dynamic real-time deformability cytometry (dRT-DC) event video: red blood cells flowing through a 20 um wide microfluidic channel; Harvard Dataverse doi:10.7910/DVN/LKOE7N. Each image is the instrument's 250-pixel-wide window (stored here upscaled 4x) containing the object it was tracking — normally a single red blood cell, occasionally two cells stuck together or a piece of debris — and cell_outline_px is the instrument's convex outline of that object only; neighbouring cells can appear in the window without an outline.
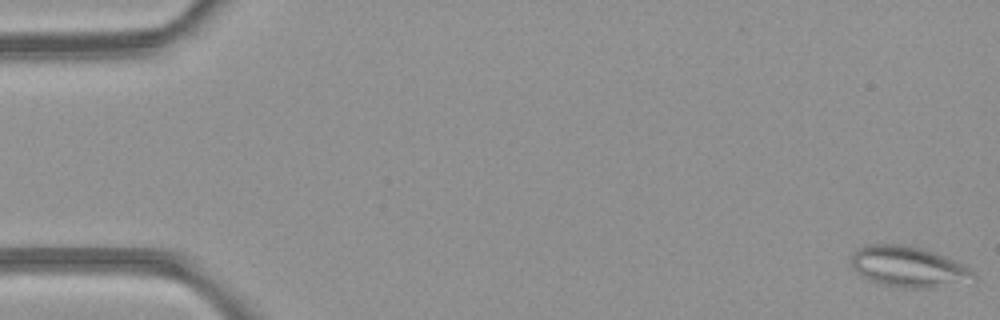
{"species": "common noctule bat (a hibernating species)", "species_latin": "Nyctalus noctula", "temperature_condition": "room temperature", "stored_images_in_passage": 5, "camera_frame_rate_fps": 3000, "um_per_image_px": 0.085, "animal": {"sex": "female", "body_mass_g": 21.9}, "frame": {"image": 1, "passage_image": 1, "time_ms": 0.0, "image_size_px": [1000, 320], "cell_outline_px": [[976, 284], [932, 288], [904, 288], [876, 284], [860, 276], [852, 268], [852, 256], [860, 248], [872, 244], [900, 244], [924, 248], [936, 252], [968, 268], [976, 276]], "centroid_in_image_um": [77.29, 22.73], "position_along_channel_um": 7.7, "area_um2": 29.71}}